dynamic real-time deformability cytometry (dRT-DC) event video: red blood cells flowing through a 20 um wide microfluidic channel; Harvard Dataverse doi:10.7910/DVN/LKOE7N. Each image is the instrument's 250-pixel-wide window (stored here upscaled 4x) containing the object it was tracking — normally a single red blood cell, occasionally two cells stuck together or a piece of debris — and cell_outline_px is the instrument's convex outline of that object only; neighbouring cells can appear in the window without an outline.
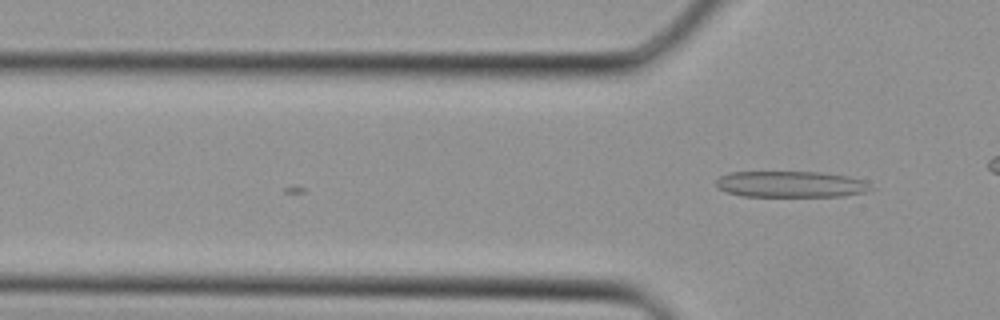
{"species": "Egyptian fruit bat (a non-hibernating species)", "species_latin": "Rousettus aegyptiacus", "temperature_condition": "cold", "stored_images_in_passage": 8, "camera_frame_rate_fps": 3000, "um_per_image_px": 0.085, "animal": {"sex": "female"}, "frame": {"image": 1, "passage_image": 8, "time_ms": 2.333, "image_size_px": [1000, 320], "cell_outline_px": [[872, 188], [868, 192], [844, 196], [744, 196], [728, 192], [716, 188], [716, 180], [720, 176], [732, 172], [824, 172], [848, 176], [864, 180]], "centroid_in_image_um": [67.24, 15.66], "position_along_channel_um": 58.6, "area_um2": 23.7}}